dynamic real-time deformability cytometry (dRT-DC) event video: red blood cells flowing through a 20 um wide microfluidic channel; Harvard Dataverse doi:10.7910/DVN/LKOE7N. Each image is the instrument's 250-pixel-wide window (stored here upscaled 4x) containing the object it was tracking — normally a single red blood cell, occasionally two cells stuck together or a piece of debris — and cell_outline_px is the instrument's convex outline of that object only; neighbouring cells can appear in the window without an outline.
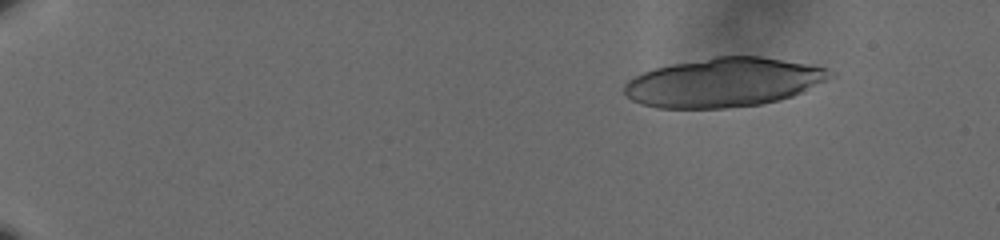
{"species": "human", "species_latin": "Homo sapiens", "temperature_condition": "cold", "stored_images_in_passage": 18, "camera_frame_rate_fps": 3000, "um_per_image_px": 0.085, "donor": {"sex": "male"}, "frame": {"image": 1, "passage_image": 1, "time_ms": 0.0, "image_size_px": [1000, 240], "cell_outline_px": [[836, 76], [792, 96], [760, 104], [724, 108], [656, 108], [640, 104], [632, 100], [624, 92], [624, 84], [628, 80], [644, 72], [656, 68], [672, 64], [716, 56], [760, 56], [816, 64], [828, 68], [836, 72]], "centroid_in_image_um": [61.57, 6.99], "position_along_channel_um": 23.4, "area_um2": 59.01}}